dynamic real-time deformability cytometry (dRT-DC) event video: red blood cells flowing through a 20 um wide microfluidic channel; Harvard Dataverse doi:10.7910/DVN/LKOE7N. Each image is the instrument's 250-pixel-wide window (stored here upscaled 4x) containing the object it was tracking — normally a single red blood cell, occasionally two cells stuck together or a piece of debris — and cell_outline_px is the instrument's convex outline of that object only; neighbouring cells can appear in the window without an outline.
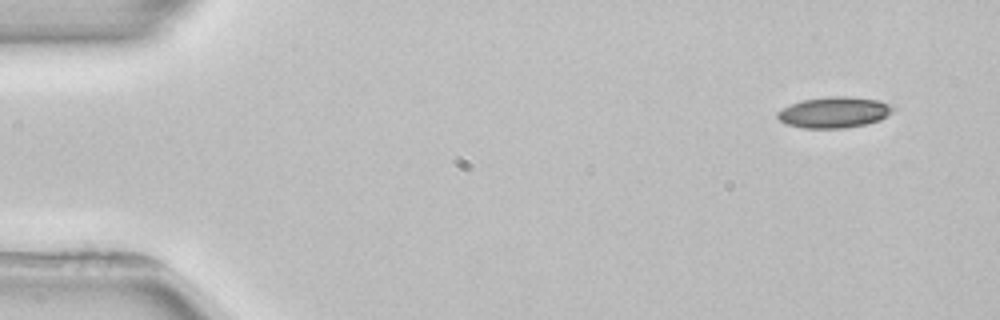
{"species": "common noctule bat (a hibernating species)", "species_latin": "Nyctalus noctula", "temperature_condition": "room temperature", "stored_images_in_passage": 3, "camera_frame_rate_fps": 3000, "um_per_image_px": 0.085, "animal": {"sex": "female", "body_mass_g": 22.7, "forearm_length_mm": 54.2}, "frame": {"image": 1, "passage_image": 1, "time_ms": 0.0, "image_size_px": [1000, 320], "cell_outline_px": [[892, 112], [880, 120], [864, 124], [844, 128], [804, 128], [784, 124], [776, 116], [776, 112], [800, 100], [828, 96], [848, 96], [880, 100], [888, 104], [892, 108]], "centroid_in_image_um": [70.86, 9.54], "position_along_channel_um": 14.1, "area_um2": 20.81}}
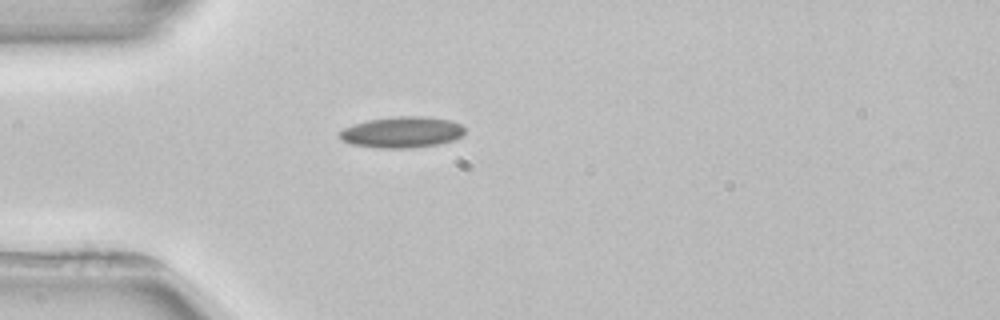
{"frame": {"image": 2, "passage_image": 3, "time_ms": 3.667, "image_size_px": [1000, 320], "cell_outline_px": [[464, 136], [456, 140], [440, 144], [412, 148], [380, 148], [352, 144], [344, 140], [340, 136], [340, 132], [344, 128], [352, 124], [368, 120], [392, 116], [424, 116], [448, 120], [460, 124], [464, 128]], "centroid_in_image_um": [34.21, 11.24], "position_along_channel_um": 50.8, "area_um2": 22.77}}